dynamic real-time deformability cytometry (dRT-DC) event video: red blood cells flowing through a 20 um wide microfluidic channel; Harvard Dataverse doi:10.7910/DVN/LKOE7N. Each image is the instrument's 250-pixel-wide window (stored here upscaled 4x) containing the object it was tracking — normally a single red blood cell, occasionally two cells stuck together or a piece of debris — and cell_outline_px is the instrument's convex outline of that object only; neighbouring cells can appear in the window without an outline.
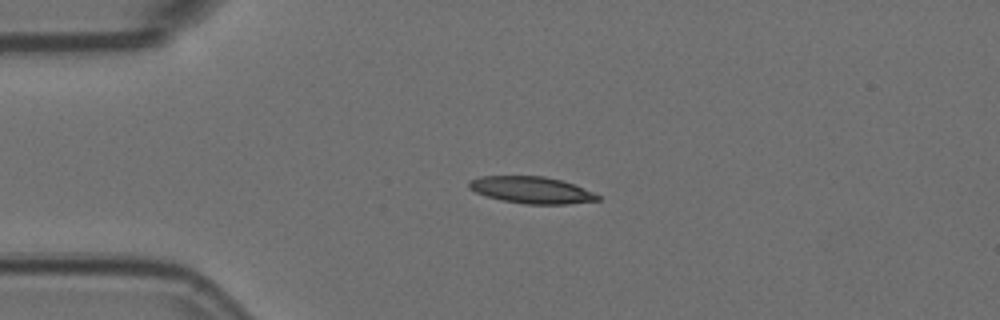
{"species": "Egyptian fruit bat (a non-hibernating species)", "species_latin": "Rousettus aegyptiacus", "temperature_condition": "room temperature", "stored_images_in_passage": 5, "camera_frame_rate_fps": 3000, "um_per_image_px": 0.085, "animal": {"sex": "female"}, "frame": {"image": 1, "passage_image": 3, "time_ms": 0.667, "image_size_px": [1000, 320], "cell_outline_px": [[600, 200], [568, 204], [524, 204], [500, 200], [476, 192], [468, 188], [468, 180], [480, 176], [544, 176], [560, 180], [572, 184], [592, 192], [600, 196]], "centroid_in_image_um": [45.13, 16.15], "position_along_channel_um": 39.9, "area_um2": 20.0}}
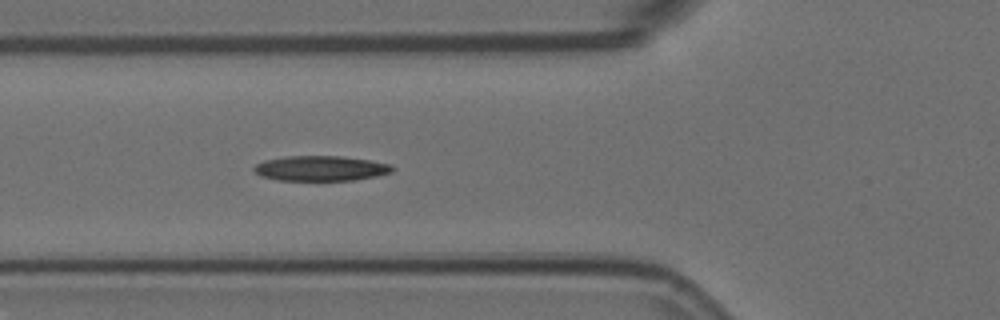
{"frame": {"image": 2, "passage_image": 5, "time_ms": 1.333, "image_size_px": [1000, 320], "cell_outline_px": [[392, 172], [376, 176], [356, 180], [276, 180], [260, 176], [252, 168], [256, 164], [264, 160], [288, 156], [344, 156], [392, 164]], "centroid_in_image_um": [27.25, 14.31], "position_along_channel_um": 98.6, "area_um2": 20.23}}